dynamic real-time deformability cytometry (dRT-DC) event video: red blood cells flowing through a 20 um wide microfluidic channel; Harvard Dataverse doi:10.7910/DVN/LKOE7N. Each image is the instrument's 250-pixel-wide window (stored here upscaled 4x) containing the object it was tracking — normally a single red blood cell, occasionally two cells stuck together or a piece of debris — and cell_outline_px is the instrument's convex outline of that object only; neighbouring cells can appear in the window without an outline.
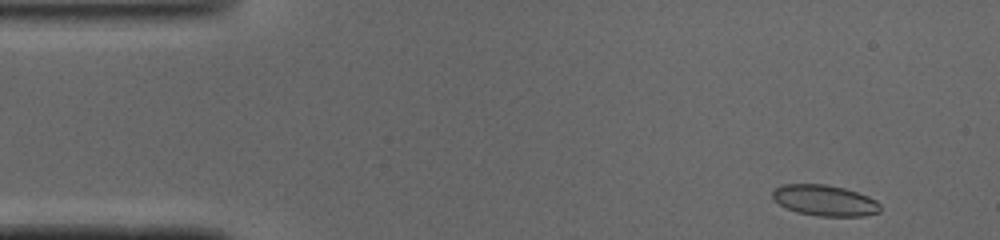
{"species": "common noctule bat (a hibernating species)", "species_latin": "Nyctalus noctula", "temperature_condition": "cold", "stored_images_in_passage": 46, "camera_frame_rate_fps": 3000, "um_per_image_px": 0.085, "animal": {"sex": "male", "body_mass_g": 19.0, "forearm_length_mm": 50.8}, "frame": {"image": 1, "passage_image": 2, "time_ms": 0.333, "image_size_px": [1000, 240], "cell_outline_px": [[880, 212], [864, 216], [816, 216], [796, 212], [780, 204], [772, 196], [772, 192], [776, 188], [784, 184], [824, 184], [844, 188], [868, 196], [876, 200], [880, 204]], "centroid_in_image_um": [70.13, 17.04], "position_along_channel_um": 14.9, "area_um2": 19.31}}
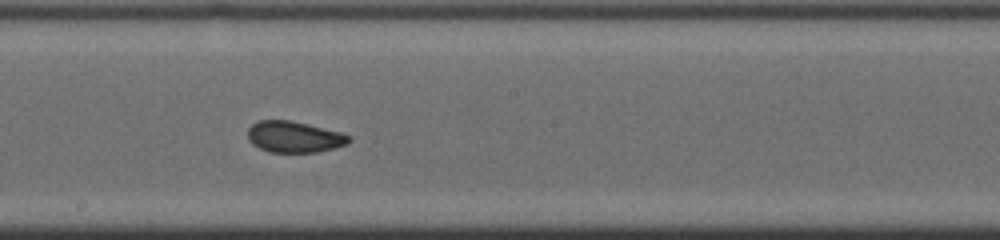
{"frame": {"image": 2, "passage_image": 24, "time_ms": 7.667, "image_size_px": [1000, 240], "cell_outline_px": [[352, 140], [348, 144], [316, 152], [268, 152], [252, 144], [248, 140], [248, 128], [256, 120], [292, 120], [340, 132], [348, 136]], "centroid_in_image_um": [24.97, 11.63], "position_along_channel_um": 223.2, "area_um2": 18.44}}
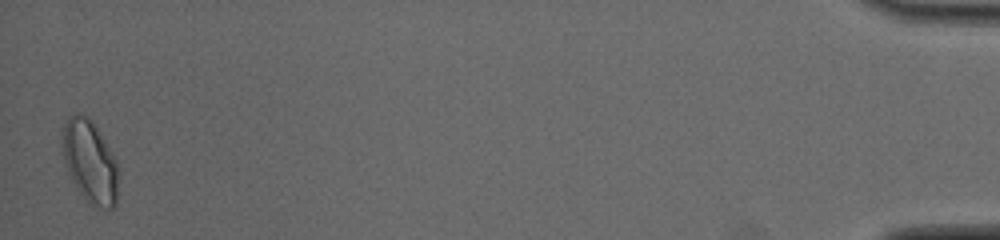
{"frame": {"image": 3, "passage_image": 46, "time_ms": 15.0, "image_size_px": [1000, 240], "cell_outline_px": [[120, 176], [116, 208], [92, 208], [88, 204], [72, 180], [64, 164], [60, 144], [60, 128], [68, 116], [76, 112], [88, 116], [92, 120], [100, 132], [112, 152], [116, 160], [120, 172]], "centroid_in_image_um": [7.63, 13.73], "position_along_channel_um": 427.6, "area_um2": 28.32}, "authors_computed_cell_mechanics": {"area_um2": 19.2474, "velocity_mm_per_s": 4.1026, "shape_relaxation_time_tau1_ms": 6.4937, "shape_relaxation_time_tau2_ms": 1.1185, "deformation_change_tau1": 0.1237, "deformation_change_tau2": 0.0595}}